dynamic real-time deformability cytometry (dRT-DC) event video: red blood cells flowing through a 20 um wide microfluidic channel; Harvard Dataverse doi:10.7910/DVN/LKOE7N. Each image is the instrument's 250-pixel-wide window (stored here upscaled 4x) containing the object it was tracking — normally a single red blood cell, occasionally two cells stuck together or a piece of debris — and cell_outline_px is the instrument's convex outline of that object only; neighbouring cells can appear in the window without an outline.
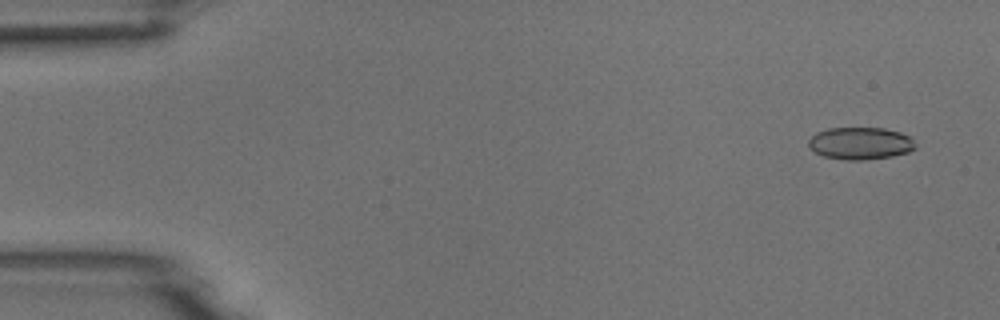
{"species": "common noctule bat (a hibernating species)", "species_latin": "Nyctalus noctula", "temperature_condition": "room temperature", "stored_images_in_passage": 5, "camera_frame_rate_fps": 3000, "um_per_image_px": 0.085, "animal": {"sex": "male", "body_mass_g": 18.8}, "frame": {"image": 1, "passage_image": 1, "time_ms": 0.0, "image_size_px": [1000, 320], "cell_outline_px": [[916, 148], [908, 152], [892, 156], [860, 160], [844, 160], [824, 156], [808, 148], [808, 140], [816, 132], [828, 128], [884, 128], [900, 132], [908, 136], [912, 140]], "centroid_in_image_um": [73.09, 12.18], "position_along_channel_um": 11.9, "area_um2": 20.06}}